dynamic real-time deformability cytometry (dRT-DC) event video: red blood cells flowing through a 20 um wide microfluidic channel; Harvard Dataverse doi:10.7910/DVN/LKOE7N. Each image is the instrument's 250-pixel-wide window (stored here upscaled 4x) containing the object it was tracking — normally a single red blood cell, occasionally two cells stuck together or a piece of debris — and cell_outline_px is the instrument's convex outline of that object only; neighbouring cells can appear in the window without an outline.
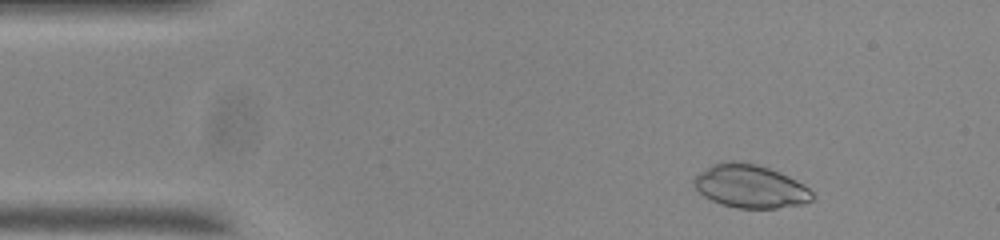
{"species": "common noctule bat (a hibernating species)", "species_latin": "Nyctalus noctula", "temperature_condition": "room temperature", "stored_images_in_passage": 52, "camera_frame_rate_fps": 3000, "um_per_image_px": 0.085, "animal": {"sex": "male", "body_mass_g": 20.0, "forearm_length_mm": 53.3}, "frame": {"image": 1, "passage_image": 4, "time_ms": 1.0, "image_size_px": [1000, 240], "cell_outline_px": [[816, 196], [812, 200], [800, 204], [776, 208], [736, 208], [720, 204], [704, 196], [692, 184], [692, 180], [700, 172], [712, 164], [724, 160], [732, 160], [756, 164], [768, 168], [788, 176], [804, 184]], "centroid_in_image_um": [63.75, 15.83], "position_along_channel_um": 21.2, "area_um2": 29.82}}
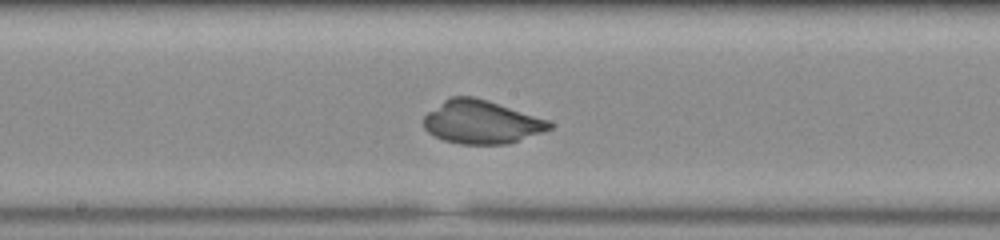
{"frame": {"image": 2, "passage_image": 25, "time_ms": 8.0, "image_size_px": [1000, 240], "cell_outline_px": [[552, 128], [508, 144], [460, 144], [444, 140], [428, 132], [424, 128], [424, 116], [428, 112], [444, 100], [452, 96], [472, 96], [488, 100], [548, 120], [552, 124]], "centroid_in_image_um": [40.9, 10.37], "position_along_channel_um": 207.3, "area_um2": 31.44}}
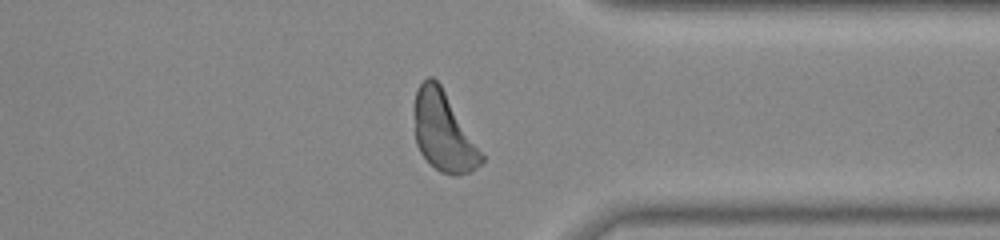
{"frame": {"image": 3, "passage_image": 39, "time_ms": 12.667, "image_size_px": [1000, 240], "cell_outline_px": [[484, 160], [472, 172], [460, 176], [456, 176], [440, 172], [420, 152], [416, 144], [416, 92], [420, 84], [428, 76], [432, 76], [440, 84], [484, 156]], "centroid_in_image_um": [37.72, 11.24], "position_along_channel_um": 373.7, "area_um2": 30.23}}